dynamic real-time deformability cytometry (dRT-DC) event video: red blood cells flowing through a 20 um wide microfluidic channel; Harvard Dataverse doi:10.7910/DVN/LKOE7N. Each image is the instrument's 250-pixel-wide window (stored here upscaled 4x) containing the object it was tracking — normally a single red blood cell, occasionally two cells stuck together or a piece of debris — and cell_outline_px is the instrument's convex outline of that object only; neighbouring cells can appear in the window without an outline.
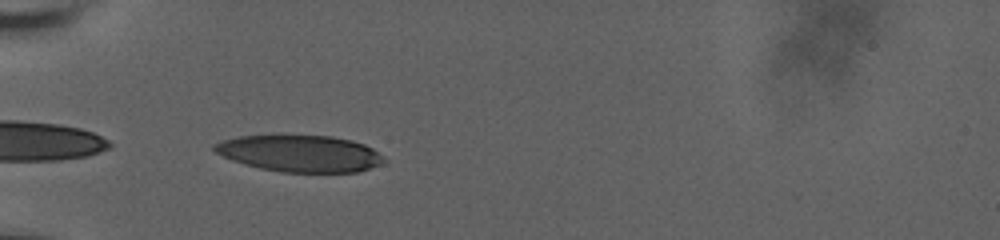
{"species": "human", "species_latin": "Homo sapiens", "temperature_condition": "room temperature", "stored_images_in_passage": 37, "camera_frame_rate_fps": 3000, "um_per_image_px": 0.085, "donor": {"sex": "male"}, "frame": {"image": 1, "passage_image": 1, "time_ms": 0.0, "image_size_px": [1000, 240], "cell_outline_px": [[384, 160], [380, 164], [356, 172], [280, 172], [260, 168], [244, 164], [232, 160], [216, 152], [212, 148], [212, 144], [236, 136], [280, 132], [332, 136], [352, 140], [364, 144], [372, 148]], "centroid_in_image_um": [25.4, 12.98], "position_along_channel_um": 59.6, "area_um2": 37.17}}
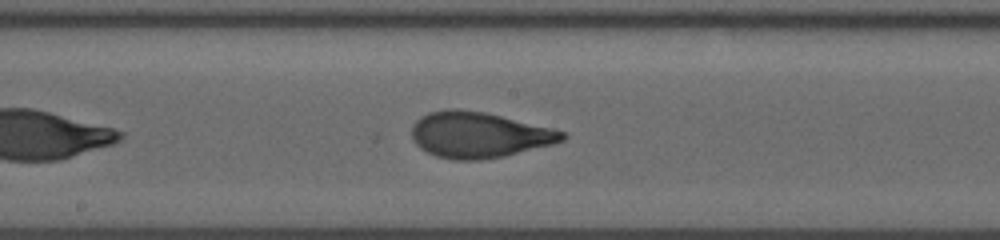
{"frame": {"image": 2, "passage_image": 14, "time_ms": 4.333, "image_size_px": [1000, 240], "cell_outline_px": [[568, 136], [564, 140], [556, 144], [504, 156], [480, 160], [452, 160], [436, 156], [420, 148], [412, 140], [412, 124], [420, 116], [428, 112], [444, 108], [460, 108], [484, 112], [552, 128], [564, 132]], "centroid_in_image_um": [40.69, 11.46], "position_along_channel_um": 207.5, "area_um2": 40.58}}
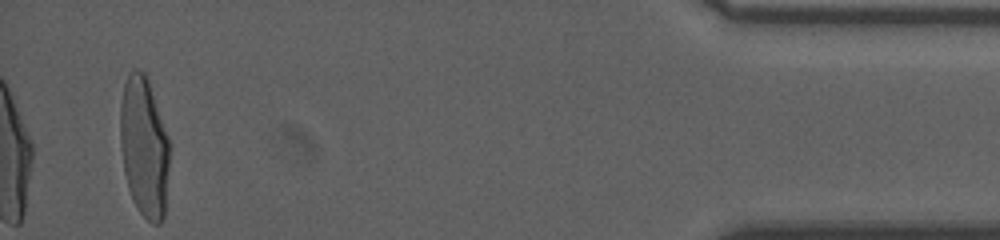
{"frame": {"image": 3, "passage_image": 37, "time_ms": 12.0, "image_size_px": [1000, 240], "cell_outline_px": [[168, 168], [164, 220], [160, 224], [152, 224], [140, 212], [128, 188], [124, 172], [120, 144], [120, 104], [124, 84], [128, 72], [136, 68], [144, 72], [148, 80], [168, 136]], "centroid_in_image_um": [12.23, 12.48], "position_along_channel_um": 423.0, "area_um2": 40.11}, "authors_computed_cell_mechanics": {"area_um2": 39.5352, "velocity_mm_per_s": 3.7022, "shape_relaxation_time_tau1_ms": 4.8708, "shape_relaxation_time_tau2_ms": null, "deformation_change_tau1": 0.2209, "deformation_change_tau2": null}}